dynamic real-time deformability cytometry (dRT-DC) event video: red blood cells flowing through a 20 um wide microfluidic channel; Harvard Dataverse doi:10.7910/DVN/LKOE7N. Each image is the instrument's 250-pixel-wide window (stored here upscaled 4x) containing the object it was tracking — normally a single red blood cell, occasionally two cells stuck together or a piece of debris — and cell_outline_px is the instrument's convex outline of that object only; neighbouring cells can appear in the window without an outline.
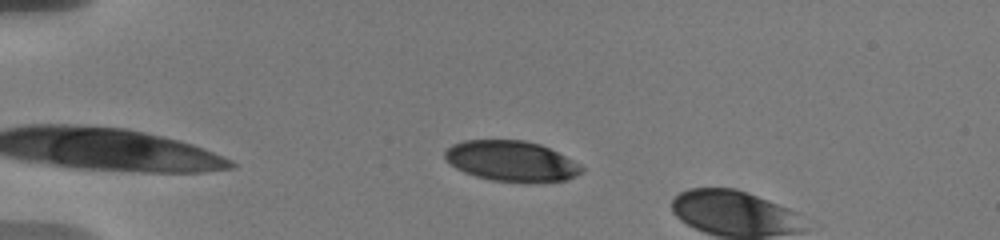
{"species": "human", "species_latin": "Homo sapiens", "temperature_condition": "warm", "stored_images_in_passage": 3, "camera_frame_rate_fps": 3000, "um_per_image_px": 0.085, "donor": {"sex": "male"}, "frame": {"image": 1, "passage_image": 1, "time_ms": 0.0, "image_size_px": [1000, 240], "cell_outline_px": [[584, 168], [576, 176], [568, 180], [528, 184], [492, 180], [476, 176], [464, 172], [456, 168], [444, 156], [444, 152], [452, 144], [464, 140], [524, 140], [540, 144], [580, 164]], "centroid_in_image_um": [43.49, 13.71], "position_along_channel_um": 41.5, "area_um2": 32.43}}